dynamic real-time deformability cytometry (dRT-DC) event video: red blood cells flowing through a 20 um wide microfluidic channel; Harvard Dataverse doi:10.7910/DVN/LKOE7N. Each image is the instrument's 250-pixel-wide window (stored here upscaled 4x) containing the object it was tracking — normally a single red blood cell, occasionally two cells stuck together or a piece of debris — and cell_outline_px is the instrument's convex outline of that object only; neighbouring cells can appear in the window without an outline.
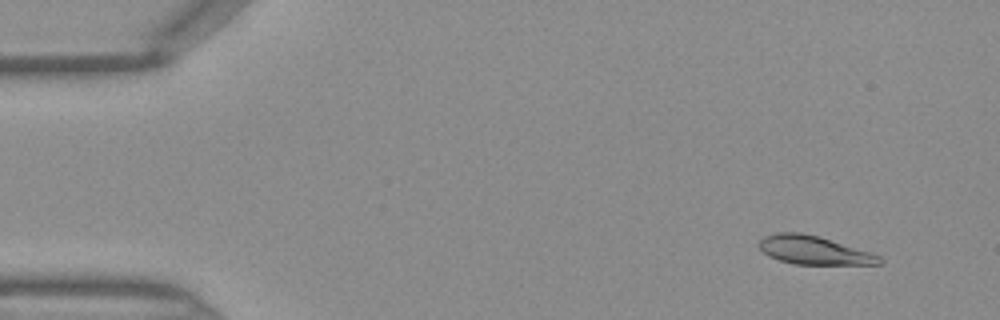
{"species": "Egyptian fruit bat (a non-hibernating species)", "species_latin": "Rousettus aegyptiacus", "temperature_condition": "warm", "stored_images_in_passage": 43, "camera_frame_rate_fps": 3000, "um_per_image_px": 0.085, "frame": {"image": 1, "passage_image": 1, "time_ms": 0.0, "image_size_px": [1000, 320], "cell_outline_px": [[884, 260], [880, 264], [792, 264], [768, 256], [756, 244], [764, 236], [776, 232], [800, 232], [820, 236], [880, 256]], "centroid_in_image_um": [69.12, 21.26], "position_along_channel_um": 15.9, "area_um2": 19.88}}
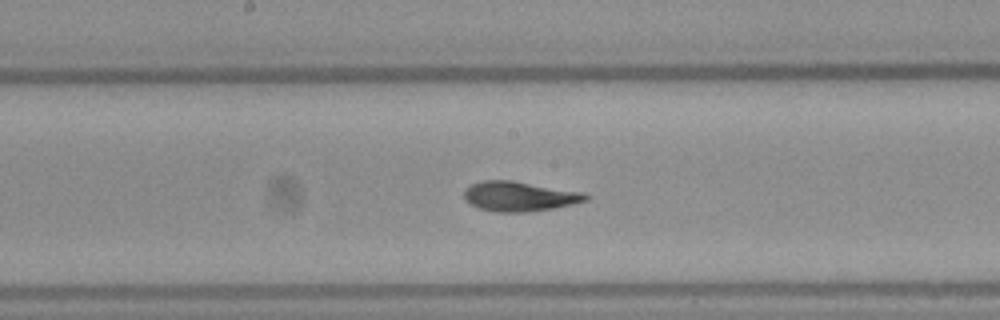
{"frame": {"image": 2, "passage_image": 21, "time_ms": 6.667, "image_size_px": [1000, 320], "cell_outline_px": [[592, 196], [588, 200], [572, 204], [552, 208], [528, 212], [496, 212], [480, 208], [464, 200], [464, 188], [480, 180], [512, 180], [584, 192]], "centroid_in_image_um": [44.16, 16.68], "position_along_channel_um": 204.0, "area_um2": 21.27}}
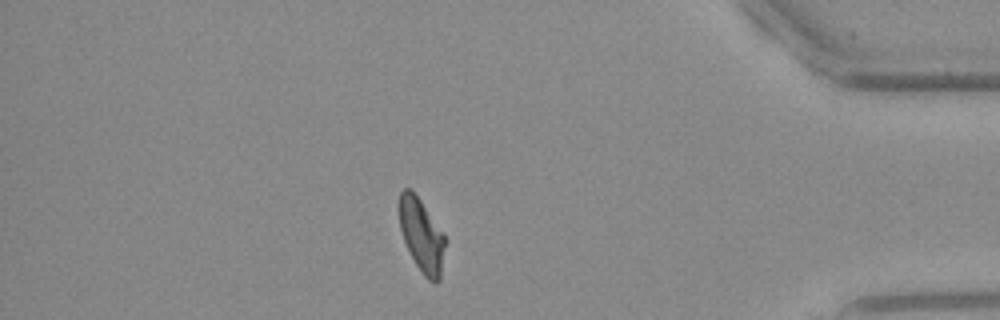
{"frame": {"image": 3, "passage_image": 37, "time_ms": 12.0, "image_size_px": [1000, 320], "cell_outline_px": [[444, 244], [440, 280], [436, 284], [428, 280], [420, 272], [404, 240], [400, 228], [400, 192], [404, 188], [412, 188], [444, 232]], "centroid_in_image_um": [35.84, 19.99], "position_along_channel_um": 399.4, "area_um2": 19.42}}